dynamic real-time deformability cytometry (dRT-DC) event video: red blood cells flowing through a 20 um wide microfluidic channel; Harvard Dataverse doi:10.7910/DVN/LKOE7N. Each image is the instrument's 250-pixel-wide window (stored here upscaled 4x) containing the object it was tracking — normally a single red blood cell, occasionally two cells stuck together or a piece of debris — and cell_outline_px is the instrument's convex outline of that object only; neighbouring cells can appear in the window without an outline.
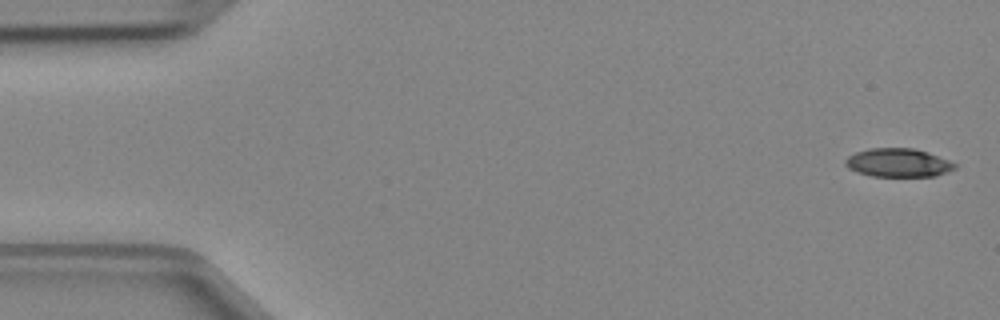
{"species": "Egyptian fruit bat (a non-hibernating species)", "species_latin": "Rousettus aegyptiacus", "temperature_condition": "cold", "stored_images_in_passage": 4, "camera_frame_rate_fps": 3000, "um_per_image_px": 0.085, "animal": {"sex": "female"}, "frame": {"image": 1, "passage_image": 1, "time_ms": 0.0, "image_size_px": [1000, 320], "cell_outline_px": [[956, 168], [948, 172], [936, 176], [872, 176], [856, 172], [848, 168], [844, 164], [844, 160], [848, 156], [856, 152], [868, 148], [912, 148], [928, 152], [948, 160], [956, 164]], "centroid_in_image_um": [76.32, 13.83], "position_along_channel_um": 8.7, "area_um2": 18.26}}
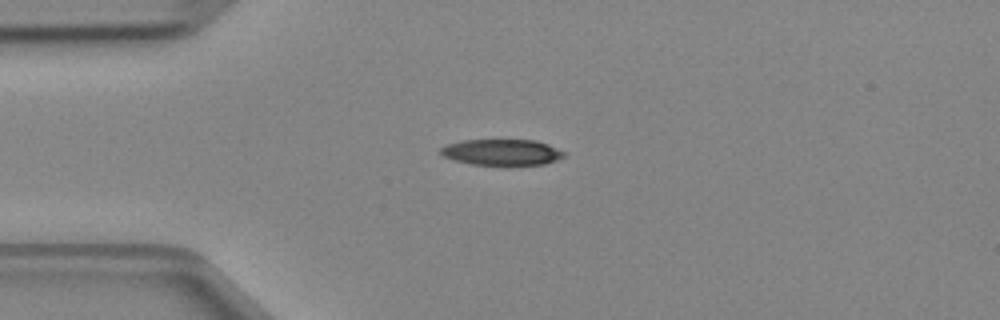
{"frame": {"image": 2, "passage_image": 4, "time_ms": 1.0, "image_size_px": [1000, 320], "cell_outline_px": [[564, 156], [556, 160], [544, 164], [508, 168], [504, 168], [472, 164], [456, 160], [444, 156], [440, 152], [440, 148], [448, 144], [460, 140], [536, 140], [548, 144], [564, 152]], "centroid_in_image_um": [42.68, 12.98], "position_along_channel_um": 42.3, "area_um2": 19.42}}